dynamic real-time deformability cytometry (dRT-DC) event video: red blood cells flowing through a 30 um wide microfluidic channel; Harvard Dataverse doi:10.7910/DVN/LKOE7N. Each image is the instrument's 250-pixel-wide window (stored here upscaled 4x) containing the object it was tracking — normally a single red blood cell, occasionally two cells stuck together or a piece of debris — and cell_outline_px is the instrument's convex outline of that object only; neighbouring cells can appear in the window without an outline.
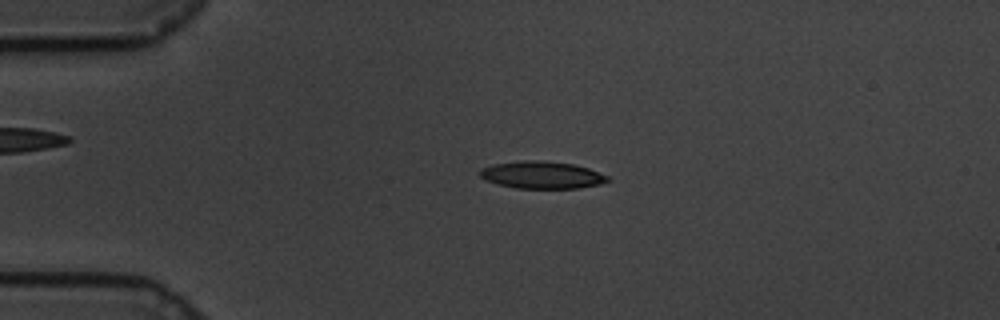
{"species": "common noctule bat (a hibernating species)", "species_latin": "Nyctalus noctula", "temperature_condition": "cold", "stored_images_in_passage": 59, "camera_frame_rate_fps": 3000, "um_per_image_px": 0.085, "animal": {"sex": "male", "body_mass_g": 19.5, "forearm_length_mm": 54.6}, "frame": {"image": 1, "passage_image": 13, "time_ms": 4.0, "image_size_px": [1000, 320], "cell_outline_px": [[612, 180], [600, 184], [580, 188], [516, 188], [496, 184], [484, 180], [480, 176], [480, 168], [492, 164], [524, 160], [544, 160], [572, 164], [588, 168], [608, 176]], "centroid_in_image_um": [46.04, 14.87], "position_along_channel_um": 39.0, "area_um2": 20.46}}
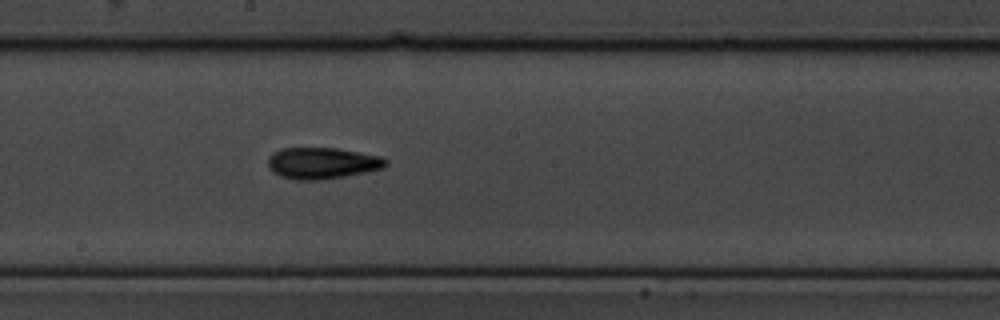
{"frame": {"image": 2, "passage_image": 32, "time_ms": 10.333, "image_size_px": [1000, 320], "cell_outline_px": [[388, 164], [384, 168], [344, 176], [320, 180], [296, 180], [280, 176], [272, 172], [268, 168], [268, 156], [272, 152], [280, 148], [336, 148], [380, 156], [388, 160]], "centroid_in_image_um": [27.35, 13.86], "position_along_channel_um": 220.9, "area_um2": 21.68}}
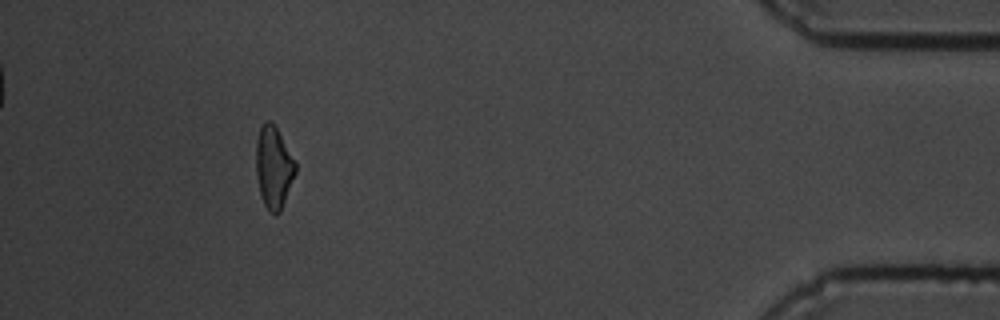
{"frame": {"image": 3, "passage_image": 54, "time_ms": 17.667, "image_size_px": [1000, 320], "cell_outline_px": [[296, 172], [280, 212], [268, 212], [260, 196], [256, 176], [256, 140], [260, 128], [264, 120], [268, 120], [276, 128], [296, 160]], "centroid_in_image_um": [23.25, 14.22], "position_along_channel_um": 412.0, "area_um2": 18.84}, "authors_computed_cell_mechanics": {"area_um2": 19.5364, "velocity_mm_per_s": 3.3738, "shape_relaxation_time_tau1_ms": 5.2575, "shape_relaxation_time_tau2_ms": 8.1086, "deformation_change_tau1": 0.1552, "deformation_change_tau2": 0.1844}}